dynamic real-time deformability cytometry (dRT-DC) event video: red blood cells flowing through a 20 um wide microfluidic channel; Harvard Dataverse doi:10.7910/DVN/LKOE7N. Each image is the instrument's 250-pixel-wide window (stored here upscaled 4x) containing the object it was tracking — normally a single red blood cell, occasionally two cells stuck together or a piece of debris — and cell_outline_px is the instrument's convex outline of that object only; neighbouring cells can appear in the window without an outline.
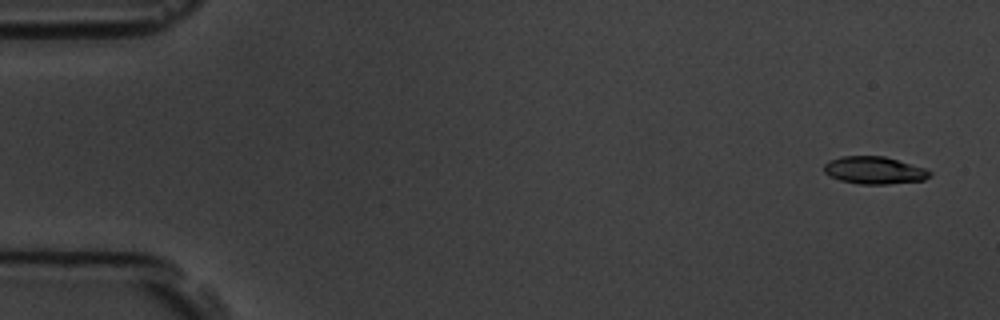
{"species": "common noctule bat (a hibernating species)", "species_latin": "Nyctalus noctula", "temperature_condition": "room temperature", "stored_images_in_passage": 5, "camera_frame_rate_fps": 3000, "um_per_image_px": 0.085, "animal": {"sex": "male", "body_mass_g": 19.5, "forearm_length_mm": 54.6}, "frame": {"image": 1, "passage_image": 1, "time_ms": 0.0, "image_size_px": [1000, 320], "cell_outline_px": [[932, 176], [924, 180], [888, 184], [860, 184], [840, 180], [828, 176], [824, 172], [824, 164], [828, 160], [840, 156], [884, 156], [924, 168], [932, 172]], "centroid_in_image_um": [74.29, 14.47], "position_along_channel_um": 10.7, "area_um2": 16.99}}
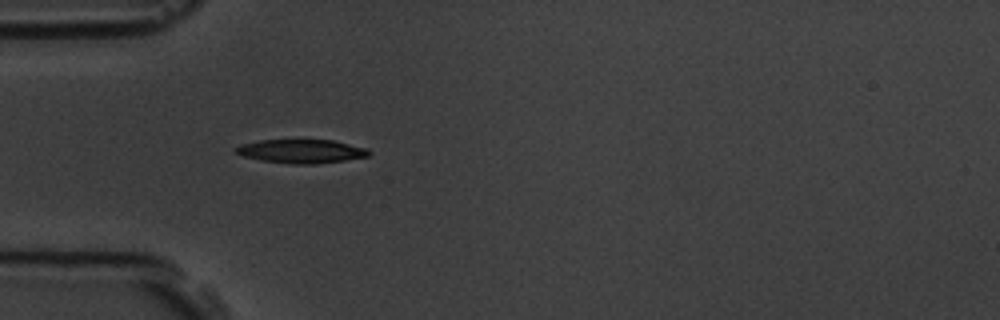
{"frame": {"image": 2, "passage_image": 5, "time_ms": 4.667, "image_size_px": [1000, 320], "cell_outline_px": [[372, 152], [368, 156], [344, 160], [316, 164], [292, 164], [260, 160], [244, 156], [236, 152], [232, 148], [240, 144], [260, 140], [332, 140], [364, 148]], "centroid_in_image_um": [25.56, 12.86], "position_along_channel_um": 59.4, "area_um2": 18.26}}